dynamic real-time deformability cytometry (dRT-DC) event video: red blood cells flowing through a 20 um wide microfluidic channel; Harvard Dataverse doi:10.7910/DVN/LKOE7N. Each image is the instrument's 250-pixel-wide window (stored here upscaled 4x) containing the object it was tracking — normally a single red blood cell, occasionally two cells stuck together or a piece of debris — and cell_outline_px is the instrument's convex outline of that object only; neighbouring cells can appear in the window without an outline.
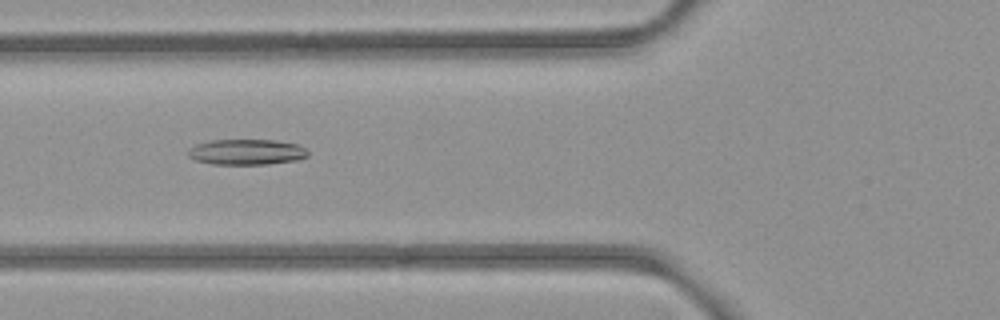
{"species": "common noctule bat (a hibernating species)", "species_latin": "Nyctalus noctula", "temperature_condition": "room temperature", "stored_images_in_passage": 40, "camera_frame_rate_fps": 3000, "um_per_image_px": 0.085, "animal": {"sex": "female", "body_mass_g": 21.9}, "frame": {"image": 1, "passage_image": 7, "time_ms": 2.0, "image_size_px": [1000, 320], "cell_outline_px": [[308, 156], [296, 160], [268, 164], [212, 164], [196, 160], [188, 156], [188, 148], [196, 144], [212, 140], [276, 140], [300, 144], [308, 148]], "centroid_in_image_um": [20.99, 12.91], "position_along_channel_um": 104.8, "area_um2": 18.03}}
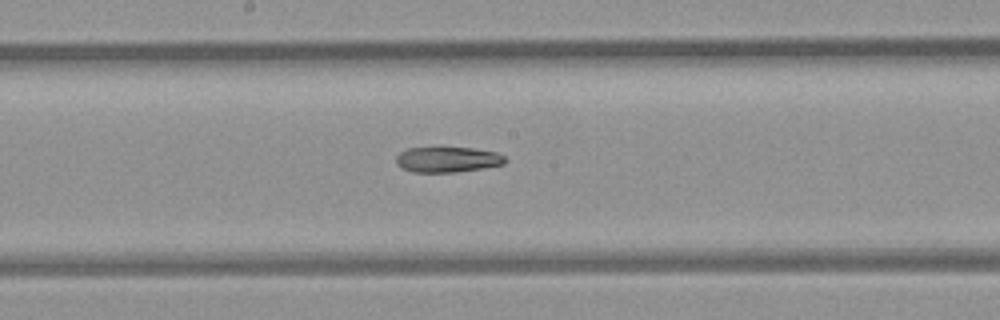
{"frame": {"image": 2, "passage_image": 15, "time_ms": 4.667, "image_size_px": [1000, 320], "cell_outline_px": [[508, 160], [504, 164], [484, 168], [456, 172], [412, 172], [396, 164], [396, 156], [400, 152], [408, 148], [436, 144], [440, 144], [472, 148], [496, 152], [504, 156]], "centroid_in_image_um": [38.02, 13.5], "position_along_channel_um": 210.2, "area_um2": 17.11}}
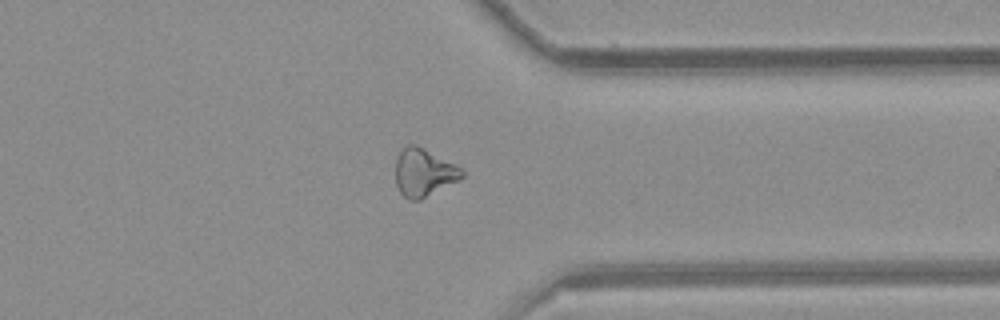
{"frame": {"image": 3, "passage_image": 28, "time_ms": 9.0, "image_size_px": [1000, 320], "cell_outline_px": [[464, 176], [460, 180], [420, 200], [408, 200], [400, 192], [396, 184], [396, 160], [400, 148], [408, 144], [416, 144], [464, 168]], "centroid_in_image_um": [36.04, 14.65], "position_along_channel_um": 375.4, "area_um2": 18.84}}